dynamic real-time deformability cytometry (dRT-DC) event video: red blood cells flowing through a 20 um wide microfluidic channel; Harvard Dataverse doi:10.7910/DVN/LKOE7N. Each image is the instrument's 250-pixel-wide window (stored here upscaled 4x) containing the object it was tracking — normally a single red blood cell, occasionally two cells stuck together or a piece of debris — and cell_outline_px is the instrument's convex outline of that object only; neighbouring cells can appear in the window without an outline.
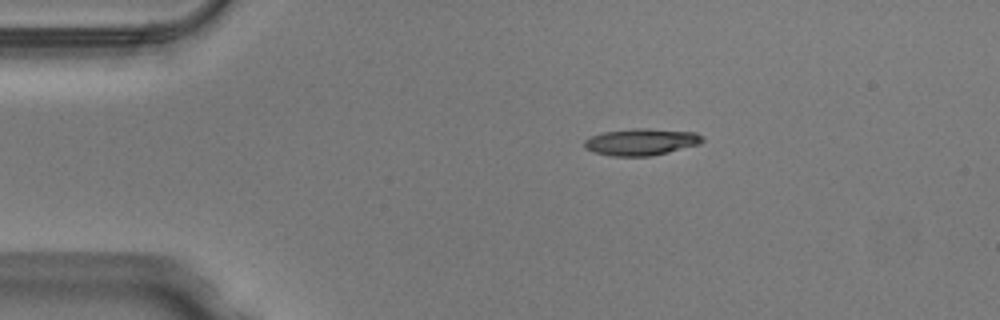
{"species": "Egyptian fruit bat (a non-hibernating species)", "species_latin": "Rousettus aegyptiacus", "temperature_condition": "warm", "stored_images_in_passage": 41, "camera_frame_rate_fps": 3000, "um_per_image_px": 0.085, "animal": {"sex": "male"}, "frame": {"image": 1, "passage_image": 1, "time_ms": 0.0, "image_size_px": [1000, 320], "cell_outline_px": [[704, 140], [700, 144], [652, 156], [612, 156], [592, 152], [584, 148], [584, 140], [588, 136], [604, 132], [636, 128], [648, 128], [696, 132], [704, 136]], "centroid_in_image_um": [54.49, 12.06], "position_along_channel_um": 30.5, "area_um2": 18.67}}
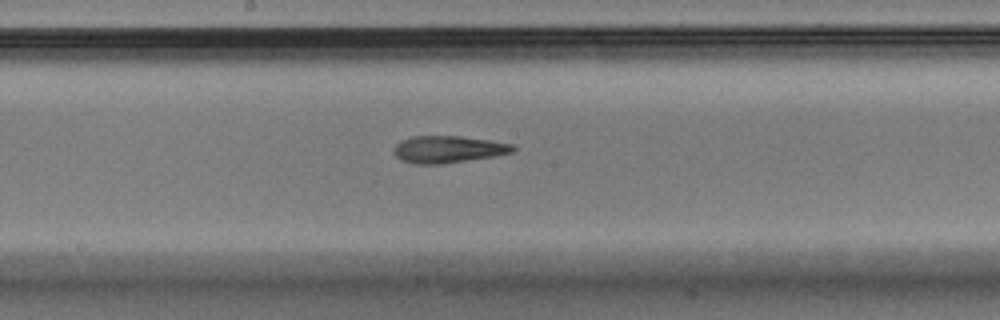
{"frame": {"image": 2, "passage_image": 18, "time_ms": 5.667, "image_size_px": [1000, 320], "cell_outline_px": [[516, 148], [512, 152], [492, 156], [444, 164], [416, 164], [400, 160], [392, 152], [392, 148], [400, 140], [412, 136], [460, 136], [488, 140], [512, 144]], "centroid_in_image_um": [38.01, 12.69], "position_along_channel_um": 210.2, "area_um2": 18.79}}
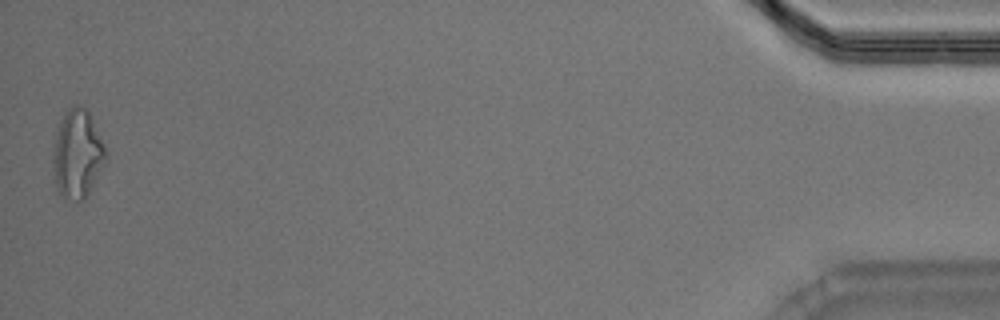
{"frame": {"image": 3, "passage_image": 41, "time_ms": 13.333, "image_size_px": [1000, 320], "cell_outline_px": [[108, 156], [104, 164], [84, 200], [64, 200], [60, 196], [56, 188], [52, 164], [52, 160], [56, 132], [64, 116], [76, 104], [84, 108], [88, 112], [104, 144]], "centroid_in_image_um": [6.57, 13.16], "position_along_channel_um": 428.6, "area_um2": 26.82}, "authors_computed_cell_mechanics": {"area_um2": 18.9006, "velocity_mm_per_s": 4.0532, "shape_relaxation_time_tau1_ms": 5.5853, "shape_relaxation_time_tau2_ms": 4.5994, "deformation_change_tau1": 0.2365, "deformation_change_tau2": 0.1709}}